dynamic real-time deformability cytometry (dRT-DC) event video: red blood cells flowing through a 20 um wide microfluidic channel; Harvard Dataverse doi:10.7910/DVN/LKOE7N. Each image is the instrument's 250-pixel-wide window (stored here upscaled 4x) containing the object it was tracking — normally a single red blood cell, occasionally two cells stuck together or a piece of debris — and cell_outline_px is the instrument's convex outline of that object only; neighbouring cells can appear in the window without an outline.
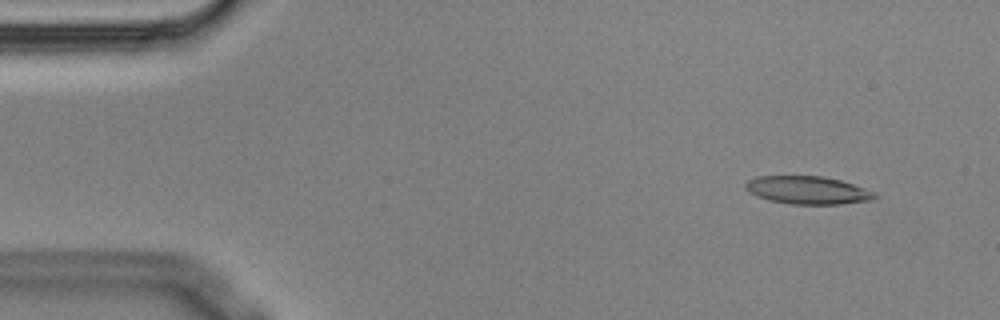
{"species": "Egyptian fruit bat (a non-hibernating species)", "species_latin": "Rousettus aegyptiacus", "temperature_condition": "cold", "stored_images_in_passage": 10, "camera_frame_rate_fps": 3000, "um_per_image_px": 0.085, "animal": {"sex": "male"}, "frame": {"image": 1, "passage_image": 2, "time_ms": 0.333, "image_size_px": [1000, 320], "cell_outline_px": [[880, 196], [876, 200], [840, 204], [792, 204], [768, 200], [756, 196], [748, 192], [744, 188], [744, 184], [748, 180], [756, 176], [824, 176], [840, 180], [876, 192]], "centroid_in_image_um": [68.67, 16.17], "position_along_channel_um": 16.3, "area_um2": 21.33}}
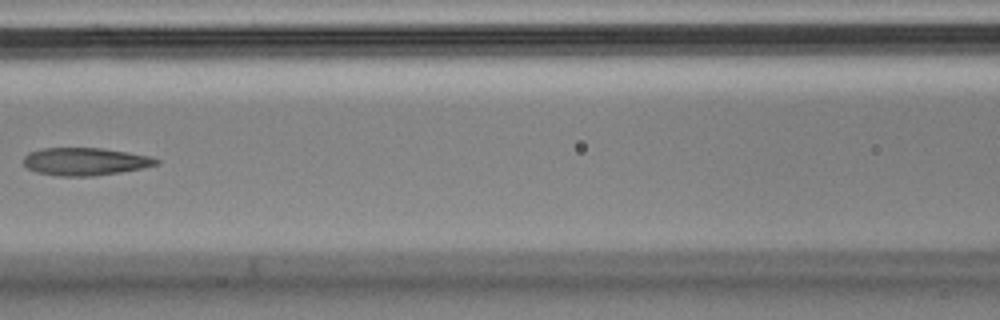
{"frame": {"image": 2, "passage_image": 6, "time_ms": 1.667, "image_size_px": [1000, 320], "cell_outline_px": [[160, 160], [156, 164], [140, 168], [120, 172], [92, 176], [60, 176], [36, 172], [28, 168], [24, 164], [24, 156], [28, 152], [44, 148], [100, 148], [128, 152], [148, 156]], "centroid_in_image_um": [7.19, 13.72], "position_along_channel_um": 159.4, "area_um2": 21.15}}
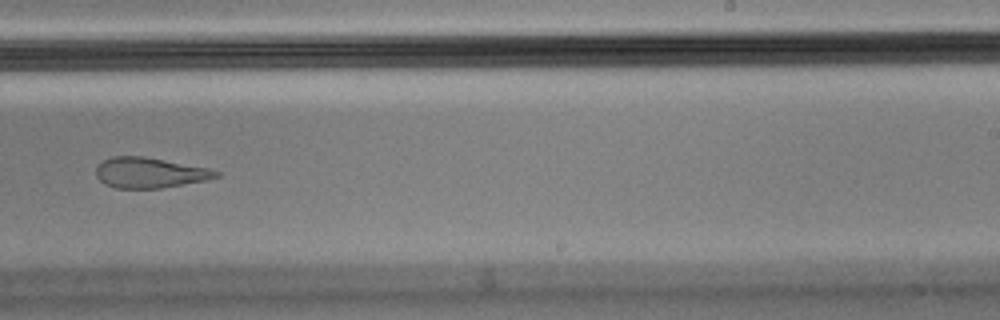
{"frame": {"image": 3, "passage_image": 9, "time_ms": 2.667, "image_size_px": [1000, 320], "cell_outline_px": [[220, 176], [208, 180], [160, 188], [116, 188], [104, 184], [96, 176], [96, 168], [104, 160], [112, 156], [144, 156], [208, 168], [220, 172]], "centroid_in_image_um": [12.73, 14.68], "position_along_channel_um": 276.3, "area_um2": 21.21}}